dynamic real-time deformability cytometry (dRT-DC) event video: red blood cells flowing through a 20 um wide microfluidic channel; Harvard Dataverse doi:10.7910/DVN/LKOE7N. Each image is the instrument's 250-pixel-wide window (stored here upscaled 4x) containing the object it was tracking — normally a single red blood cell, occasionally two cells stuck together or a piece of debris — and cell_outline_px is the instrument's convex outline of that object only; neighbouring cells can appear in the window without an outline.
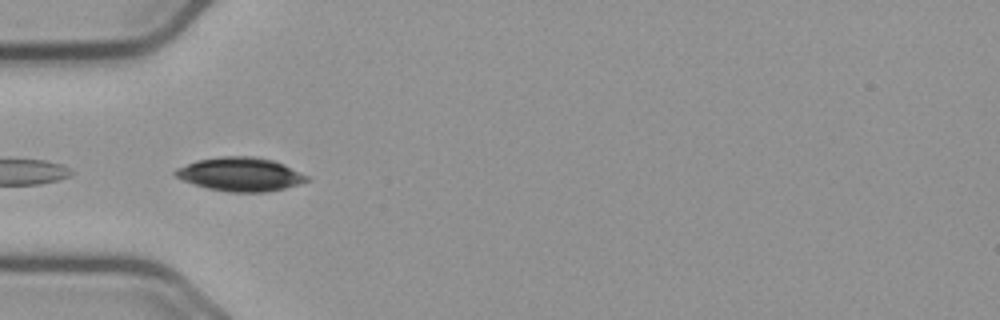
{"species": "common noctule bat (a hibernating species)", "species_latin": "Nyctalus noctula", "temperature_condition": "cold", "stored_images_in_passage": 52, "camera_frame_rate_fps": 3000, "um_per_image_px": 0.085, "animal": {"sex": "male", "body_mass_g": 23.1, "forearm_length_mm": 52.7}, "frame": {"image": 1, "passage_image": 15, "time_ms": 4.667, "image_size_px": [1000, 320], "cell_outline_px": [[308, 180], [300, 184], [284, 188], [264, 192], [228, 192], [208, 188], [184, 180], [176, 176], [172, 172], [176, 168], [196, 160], [220, 156], [256, 156], [272, 160], [284, 164], [308, 176]], "centroid_in_image_um": [20.42, 14.8], "position_along_channel_um": 64.6, "area_um2": 25.72}}
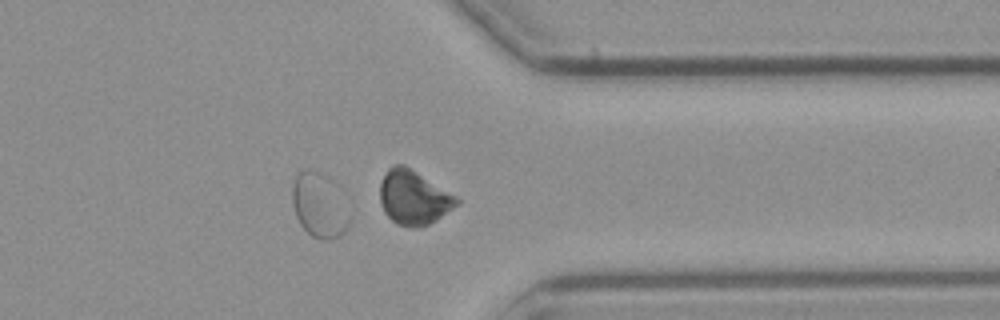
{"frame": {"image": 2, "passage_image": 41, "time_ms": 13.333, "image_size_px": [1000, 320], "cell_outline_px": [[352, 216], [344, 232], [328, 240], [320, 240], [312, 236], [300, 224], [296, 216], [292, 204], [292, 184], [296, 176], [304, 168], [328, 176], [340, 184], [344, 188]], "centroid_in_image_um": [27.23, 17.41], "position_along_channel_um": 384.2, "area_um2": 22.6}}